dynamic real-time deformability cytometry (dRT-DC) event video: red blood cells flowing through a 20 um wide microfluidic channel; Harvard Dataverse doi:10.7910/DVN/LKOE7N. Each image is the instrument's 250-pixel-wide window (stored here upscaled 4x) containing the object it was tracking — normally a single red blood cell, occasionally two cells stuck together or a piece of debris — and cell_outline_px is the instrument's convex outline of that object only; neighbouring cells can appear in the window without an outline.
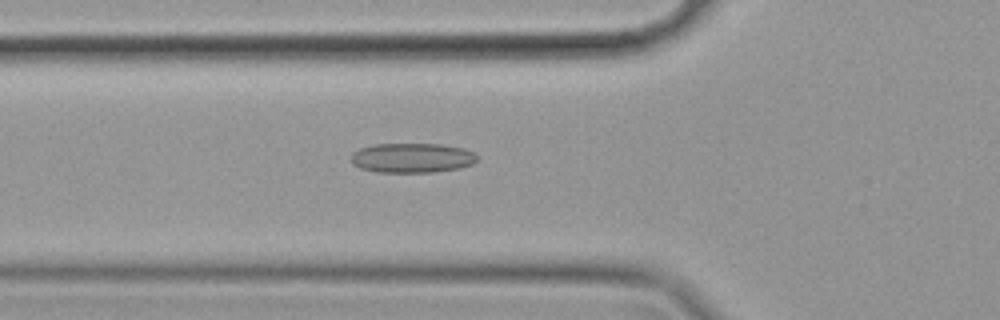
{"species": "common noctule bat (a hibernating species)", "species_latin": "Nyctalus noctula", "temperature_condition": "cold", "stored_images_in_passage": 41, "camera_frame_rate_fps": 3000, "um_per_image_px": 0.085, "animal": {"sex": "female", "body_mass_g": 19.9}, "frame": {"image": 1, "passage_image": 4, "time_ms": 1.0, "image_size_px": [1000, 320], "cell_outline_px": [[480, 156], [472, 164], [460, 168], [432, 172], [376, 172], [360, 168], [352, 164], [352, 152], [360, 148], [372, 144], [440, 144], [464, 148], [476, 152]], "centroid_in_image_um": [35.05, 13.41], "position_along_channel_um": 90.7, "area_um2": 22.02}}
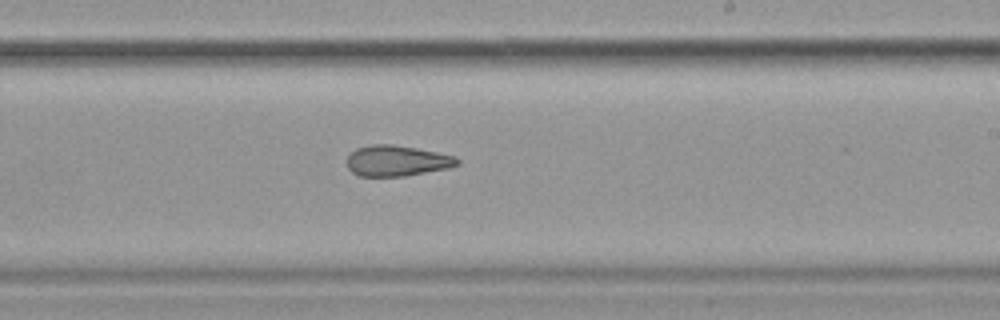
{"frame": {"image": 2, "passage_image": 18, "time_ms": 5.667, "image_size_px": [1000, 320], "cell_outline_px": [[460, 164], [448, 168], [404, 176], [360, 176], [352, 172], [348, 168], [348, 156], [356, 148], [368, 144], [392, 144], [416, 148], [456, 156], [460, 160]], "centroid_in_image_um": [33.74, 13.66], "position_along_channel_um": 255.3, "area_um2": 19.77}}
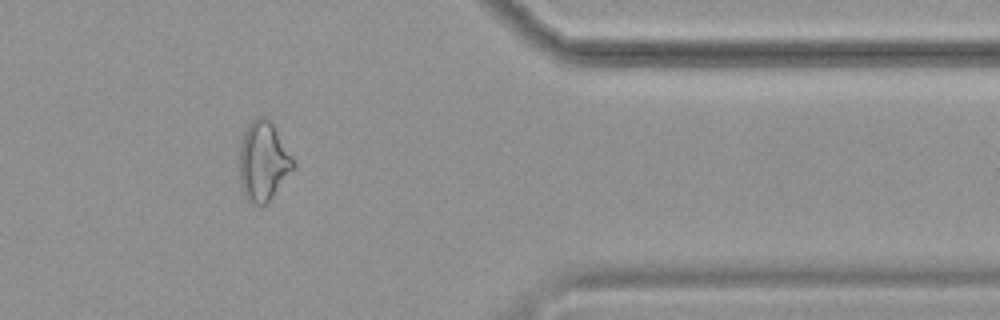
{"frame": {"image": 3, "passage_image": 31, "time_ms": 10.0, "image_size_px": [1000, 320], "cell_outline_px": [[296, 164], [268, 200], [264, 204], [256, 204], [248, 200], [244, 192], [240, 180], [240, 140], [248, 124], [256, 116], [268, 116], [272, 120], [292, 156]], "centroid_in_image_um": [22.37, 13.6], "position_along_channel_um": 389.0, "area_um2": 24.57}, "authors_computed_cell_mechanics": {"area_um2": 21.2126, "velocity_mm_per_s": 3.5254, "shape_relaxation_time_tau1_ms": null, "shape_relaxation_time_tau2_ms": 7.2526, "deformation_change_tau1": null, "deformation_change_tau2": 0.1671}}